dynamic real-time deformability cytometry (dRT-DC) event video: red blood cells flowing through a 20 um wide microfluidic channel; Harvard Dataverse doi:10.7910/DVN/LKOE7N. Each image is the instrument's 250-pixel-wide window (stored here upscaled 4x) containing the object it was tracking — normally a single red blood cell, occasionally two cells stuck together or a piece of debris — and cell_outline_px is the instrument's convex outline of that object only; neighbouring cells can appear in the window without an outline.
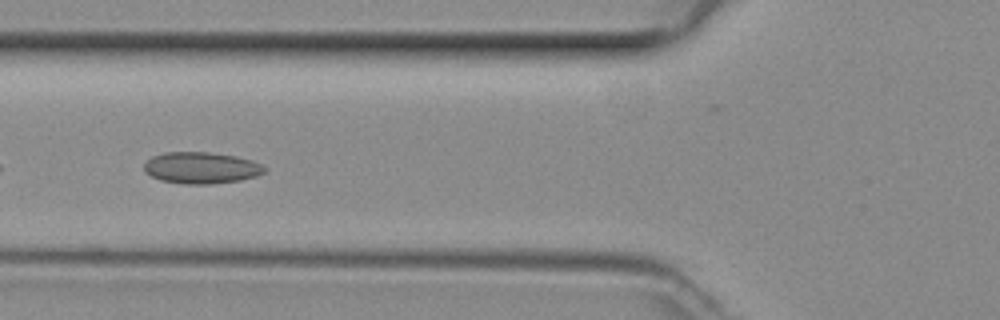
{"species": "common noctule bat (a hibernating species)", "species_latin": "Nyctalus noctula", "temperature_condition": "room temperature", "stored_images_in_passage": 36, "camera_frame_rate_fps": 3000, "um_per_image_px": 0.085, "animal": {"sex": "female", "body_mass_g": 29.2, "forearm_length_mm": 56.3}, "frame": {"image": 1, "passage_image": 5, "time_ms": 1.333, "image_size_px": [1000, 320], "cell_outline_px": [[264, 172], [256, 176], [240, 180], [212, 184], [184, 184], [160, 180], [144, 172], [144, 164], [152, 156], [164, 152], [208, 152], [236, 156], [252, 160], [264, 164]], "centroid_in_image_um": [17.1, 14.26], "position_along_channel_um": 108.7, "area_um2": 22.2}}
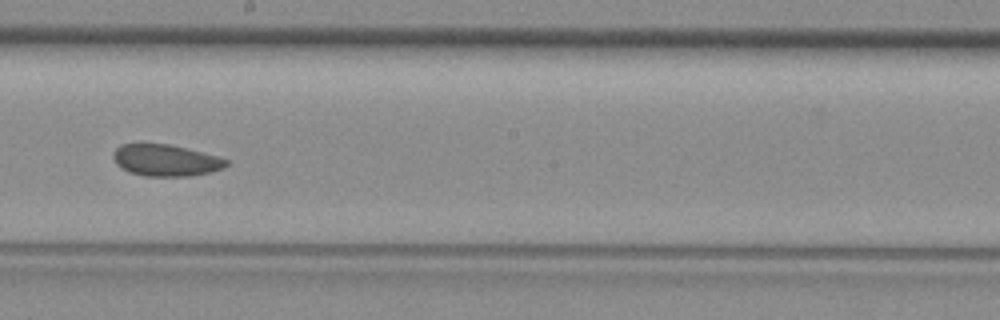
{"frame": {"image": 2, "passage_image": 14, "time_ms": 4.333, "image_size_px": [1000, 320], "cell_outline_px": [[228, 164], [224, 168], [212, 172], [192, 176], [144, 176], [128, 172], [120, 168], [116, 164], [112, 156], [112, 152], [120, 144], [168, 144], [216, 156], [228, 160]], "centroid_in_image_um": [14.05, 13.64], "position_along_channel_um": 234.2, "area_um2": 20.87}}
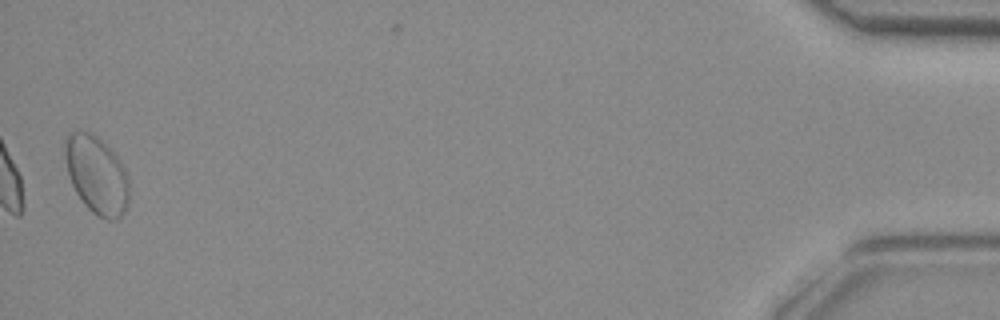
{"frame": {"image": 3, "passage_image": 35, "time_ms": 11.333, "image_size_px": [1000, 320], "cell_outline_px": [[128, 204], [120, 220], [108, 220], [92, 212], [84, 204], [76, 192], [72, 184], [68, 172], [64, 156], [64, 140], [72, 132], [80, 128], [96, 136], [116, 156], [124, 168], [128, 176]], "centroid_in_image_um": [8.2, 14.87], "position_along_channel_um": 427.0, "area_um2": 29.02}}